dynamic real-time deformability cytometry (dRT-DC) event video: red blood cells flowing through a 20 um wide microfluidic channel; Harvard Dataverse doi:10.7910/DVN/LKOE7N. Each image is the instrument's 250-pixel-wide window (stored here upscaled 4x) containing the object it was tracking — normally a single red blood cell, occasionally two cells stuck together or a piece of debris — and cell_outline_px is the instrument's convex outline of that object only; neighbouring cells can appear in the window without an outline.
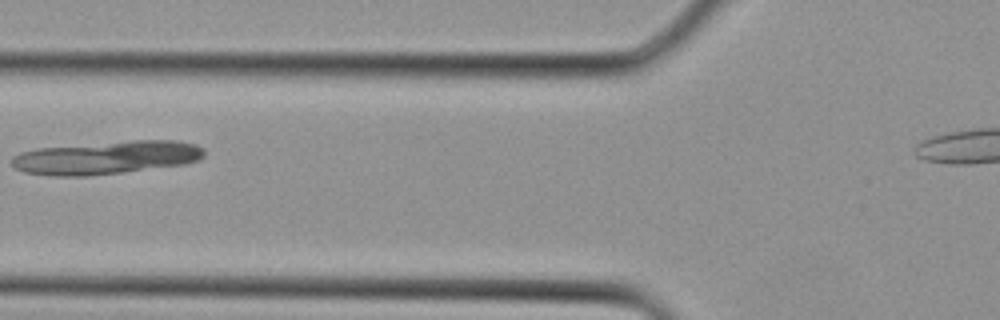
{"species": "Egyptian fruit bat (a non-hibernating species)", "species_latin": "Rousettus aegyptiacus", "temperature_condition": "cold", "stored_images_in_passage": 5, "segment_of_instrument_passage": [1, 2], "camera_frame_rate_fps": 3000, "um_per_image_px": 0.085, "animal": {"sex": "female"}, "frame": {"image": 1, "passage_image": 4, "time_ms": 1.0, "image_size_px": [1000, 320], "cell_outline_px": [[204, 156], [200, 160], [184, 164], [88, 176], [52, 176], [24, 172], [16, 168], [12, 164], [12, 156], [20, 152], [40, 148], [136, 140], [176, 140], [196, 144], [204, 148]], "centroid_in_image_um": [9.07, 13.39], "position_along_channel_um": 116.7, "area_um2": 36.93}}